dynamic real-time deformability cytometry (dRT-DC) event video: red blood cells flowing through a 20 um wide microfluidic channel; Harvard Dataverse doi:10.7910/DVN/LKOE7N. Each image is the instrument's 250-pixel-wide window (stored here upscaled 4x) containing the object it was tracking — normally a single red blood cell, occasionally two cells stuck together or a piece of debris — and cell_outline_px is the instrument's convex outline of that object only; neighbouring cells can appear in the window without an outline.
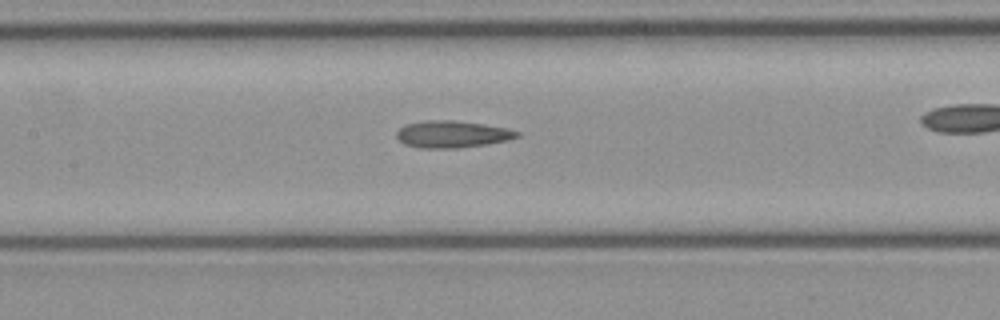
{"species": "common noctule bat (a hibernating species)", "species_latin": "Nyctalus noctula", "temperature_condition": "cold", "stored_images_in_passage": 38, "camera_frame_rate_fps": 3000, "um_per_image_px": 0.085, "animal": {"sex": "female", "body_mass_g": 21.9}, "frame": {"image": 1, "passage_image": 22, "time_ms": 7.0, "image_size_px": [1000, 320], "cell_outline_px": [[520, 136], [508, 140], [484, 144], [456, 148], [420, 148], [404, 144], [396, 136], [396, 132], [404, 124], [424, 120], [452, 120], [484, 124], [508, 128], [520, 132]], "centroid_in_image_um": [38.42, 11.4], "position_along_channel_um": 169.0, "area_um2": 18.96}}
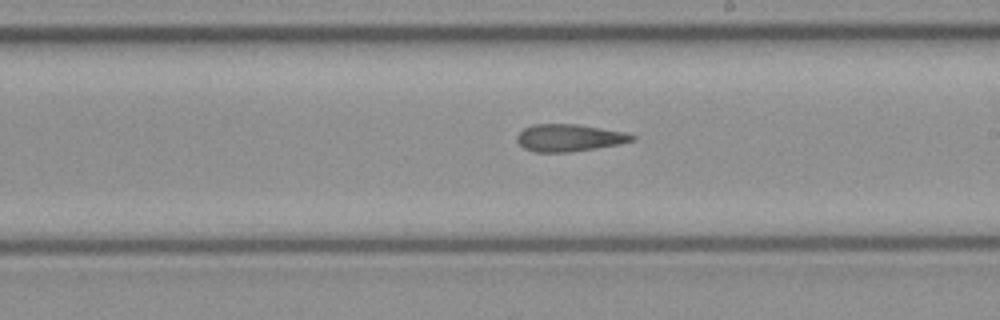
{"frame": {"image": 2, "passage_image": 27, "time_ms": 8.667, "image_size_px": [1000, 320], "cell_outline_px": [[636, 140], [620, 144], [596, 148], [568, 152], [536, 152], [524, 148], [516, 140], [516, 136], [524, 128], [532, 124], [580, 124], [628, 132], [636, 136]], "centroid_in_image_um": [48.43, 11.7], "position_along_channel_um": 240.6, "area_um2": 18.5}}
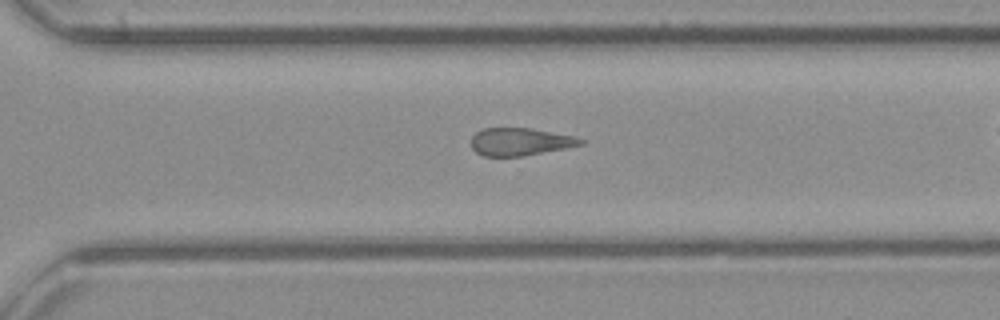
{"frame": {"image": 3, "passage_image": 33, "time_ms": 10.667, "image_size_px": [1000, 320], "cell_outline_px": [[588, 140], [584, 144], [524, 156], [484, 156], [476, 152], [472, 148], [472, 136], [476, 132], [484, 128], [532, 128], [572, 136]], "centroid_in_image_um": [44.22, 12.04], "position_along_channel_um": 326.4, "area_um2": 17.57}}